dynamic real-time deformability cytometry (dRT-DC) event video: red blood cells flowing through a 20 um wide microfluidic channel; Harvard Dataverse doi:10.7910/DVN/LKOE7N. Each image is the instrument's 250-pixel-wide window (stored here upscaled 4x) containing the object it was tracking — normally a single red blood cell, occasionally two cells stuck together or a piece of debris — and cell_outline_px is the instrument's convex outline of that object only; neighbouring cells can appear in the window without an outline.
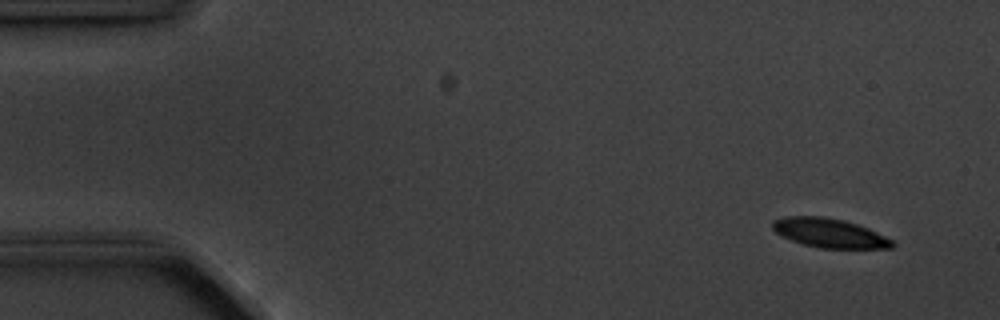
{"species": "common noctule bat (a hibernating species)", "species_latin": "Nyctalus noctula", "temperature_condition": "cold", "stored_images_in_passage": 12, "camera_frame_rate_fps": 3000, "um_per_image_px": 0.085, "animal": {"sex": "male", "body_mass_g": 20.1, "forearm_length_mm": 53.5}, "frame": {"image": 1, "passage_image": 1, "time_ms": 0.0, "image_size_px": [1000, 320], "cell_outline_px": [[896, 244], [892, 248], [820, 248], [804, 244], [780, 236], [772, 228], [772, 220], [784, 216], [820, 216], [844, 220], [868, 228], [892, 240]], "centroid_in_image_um": [70.47, 19.8], "position_along_channel_um": 14.5, "area_um2": 20.29}}
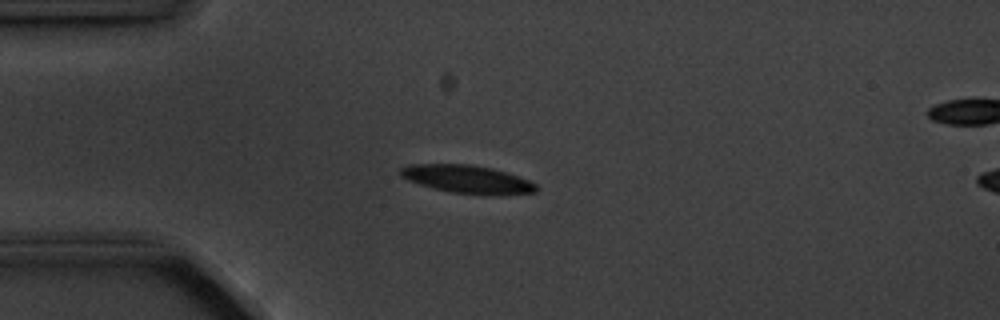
{"frame": {"image": 2, "passage_image": 3, "time_ms": 3.333, "image_size_px": [1000, 320], "cell_outline_px": [[536, 192], [504, 196], [488, 196], [452, 192], [432, 188], [408, 180], [400, 176], [400, 168], [408, 164], [468, 164], [492, 168], [528, 180], [536, 184]], "centroid_in_image_um": [39.72, 15.25], "position_along_channel_um": 45.3, "area_um2": 22.37}}
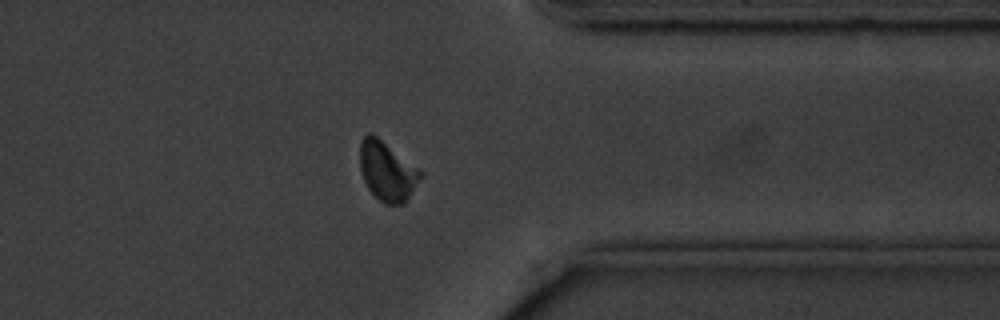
{"frame": {"image": 3, "passage_image": 12, "time_ms": 13.333, "image_size_px": [1000, 320], "cell_outline_px": [[424, 172], [404, 204], [384, 204], [368, 188], [364, 180], [360, 168], [360, 140], [368, 132], [372, 132]], "centroid_in_image_um": [32.9, 14.52], "position_along_channel_um": 378.5, "area_um2": 20.87}, "authors_computed_cell_mechanics": {"area_um2": 21.2704, "velocity_mm_per_s": 3.5637, "shape_relaxation_time_tau1_ms": 2.1198, "shape_relaxation_time_tau2_ms": 8.3008, "deformation_change_tau1": 0.0954, "deformation_change_tau2": 0.0955}}